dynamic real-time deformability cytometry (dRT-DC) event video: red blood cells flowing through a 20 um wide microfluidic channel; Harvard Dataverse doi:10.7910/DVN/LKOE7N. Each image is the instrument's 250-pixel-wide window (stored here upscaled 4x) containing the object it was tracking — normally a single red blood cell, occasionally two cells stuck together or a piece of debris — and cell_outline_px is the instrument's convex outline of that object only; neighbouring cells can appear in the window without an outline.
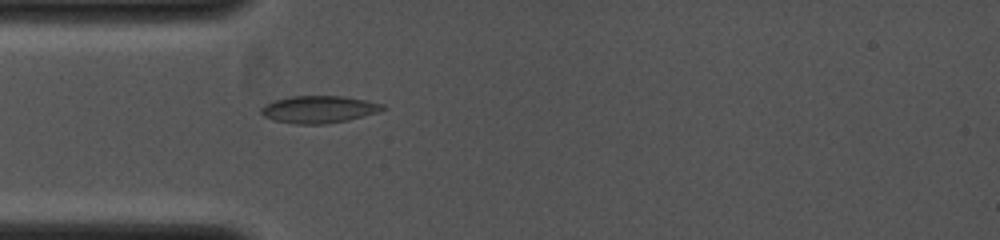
{"species": "common noctule bat (a hibernating species)", "species_latin": "Nyctalus noctula", "temperature_condition": "cold", "stored_images_in_passage": 6, "camera_frame_rate_fps": 4000, "um_per_image_px": 0.085, "animal": {"sex": "female", "body_mass_g": 19.0, "forearm_length_mm": 53.3}, "frame": {"image": 1, "passage_image": 6, "time_ms": 2.75, "image_size_px": [1000, 240], "cell_outline_px": [[388, 108], [376, 112], [348, 120], [324, 124], [296, 124], [272, 120], [264, 116], [260, 112], [260, 108], [264, 104], [276, 100], [292, 96], [344, 96], [384, 104]], "centroid_in_image_um": [27.08, 9.3], "position_along_channel_um": 57.9, "area_um2": 19.25}}